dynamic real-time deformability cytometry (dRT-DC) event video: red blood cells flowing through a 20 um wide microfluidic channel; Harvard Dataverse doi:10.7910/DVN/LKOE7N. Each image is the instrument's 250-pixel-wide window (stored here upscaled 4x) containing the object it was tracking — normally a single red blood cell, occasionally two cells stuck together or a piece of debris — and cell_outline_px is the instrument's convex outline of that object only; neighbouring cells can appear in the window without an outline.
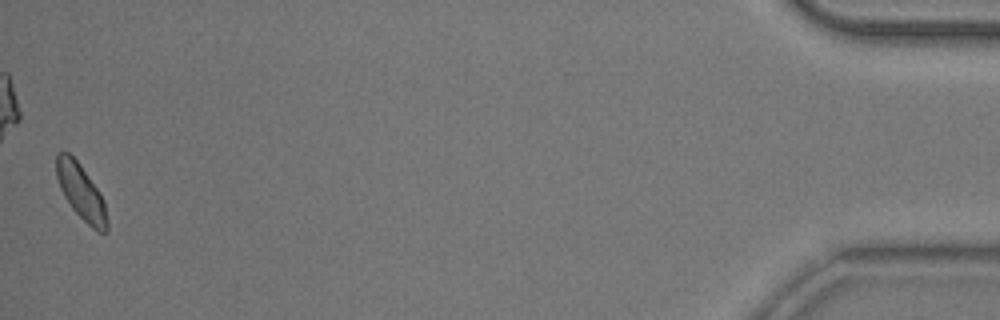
{"species": "common noctule bat (a hibernating species)", "species_latin": "Nyctalus noctula", "temperature_condition": "room temperature", "stored_images_in_passage": 53, "camera_frame_rate_fps": 3000, "um_per_image_px": 0.085, "animal": {"sex": "male", "body_mass_g": 20.5, "forearm_length_mm": 52.5}, "frame": {"image": 1, "passage_image": 53, "time_ms": 17.333, "image_size_px": [1000, 320], "cell_outline_px": [[108, 232], [96, 232], [72, 208], [64, 196], [60, 188], [56, 176], [56, 152], [68, 152], [80, 164], [100, 192], [104, 200], [108, 220]], "centroid_in_image_um": [6.9, 16.33], "position_along_channel_um": 428.3, "area_um2": 16.42}, "authors_computed_cell_mechanics": {"area_um2": 17.34, "velocity_mm_per_s": 3.8069, "shape_relaxation_time_tau1_ms": 3.3053, "shape_relaxation_time_tau2_ms": null, "deformation_change_tau1": 0.0729, "deformation_change_tau2": null}}